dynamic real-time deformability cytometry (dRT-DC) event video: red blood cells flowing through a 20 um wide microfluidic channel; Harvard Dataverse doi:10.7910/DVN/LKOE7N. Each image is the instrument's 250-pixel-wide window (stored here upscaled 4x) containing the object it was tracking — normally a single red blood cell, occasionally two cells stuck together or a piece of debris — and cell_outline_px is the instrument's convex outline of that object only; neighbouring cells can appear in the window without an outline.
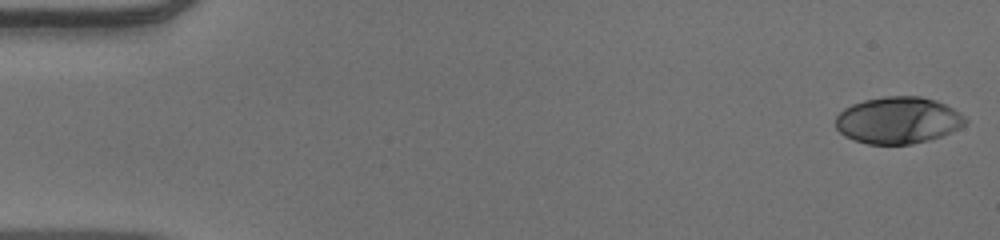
{"species": "human", "species_latin": "Homo sapiens", "temperature_condition": "warm", "stored_images_in_passage": 52, "camera_frame_rate_fps": 3000, "um_per_image_px": 0.085, "donor": {"sex": "male"}, "frame": {"image": 1, "passage_image": 1, "time_ms": 0.0, "image_size_px": [1000, 240], "cell_outline_px": [[968, 120], [960, 128], [940, 136], [928, 140], [912, 144], [868, 144], [844, 136], [836, 128], [836, 116], [844, 108], [852, 104], [864, 100], [884, 96], [920, 96], [936, 100], [960, 112]], "centroid_in_image_um": [76.33, 10.21], "position_along_channel_um": 8.7, "area_um2": 35.32}}
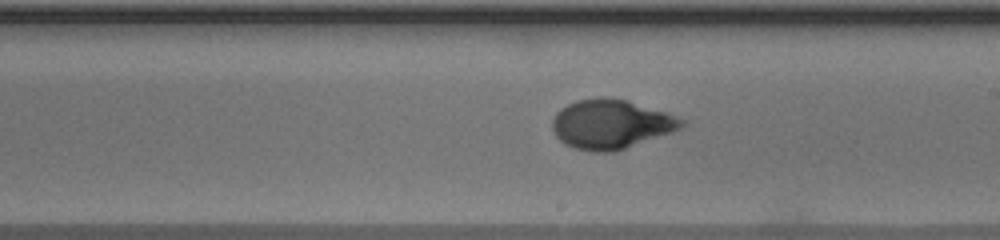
{"frame": {"image": 2, "passage_image": 30, "time_ms": 9.667, "image_size_px": [1000, 240], "cell_outline_px": [[684, 124], [680, 128], [672, 132], [612, 152], [592, 152], [576, 148], [564, 144], [556, 136], [552, 128], [552, 120], [556, 112], [560, 108], [576, 100], [600, 96], [624, 100], [668, 112], [684, 120]], "centroid_in_image_um": [51.9, 10.54], "position_along_channel_um": 237.1, "area_um2": 36.93}}
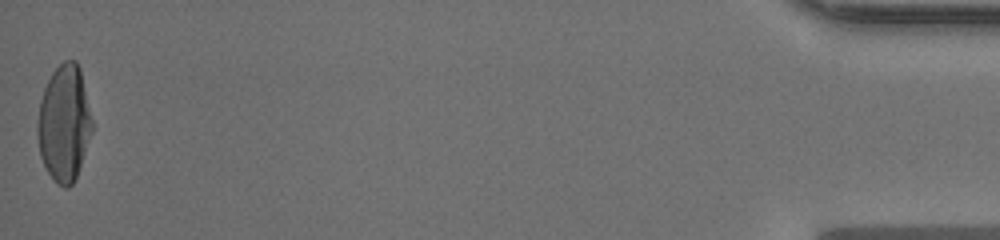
{"frame": {"image": 3, "passage_image": 52, "time_ms": 17.0, "image_size_px": [1000, 240], "cell_outline_px": [[92, 132], [76, 176], [72, 184], [68, 188], [64, 188], [56, 184], [48, 172], [40, 156], [36, 132], [36, 124], [40, 100], [44, 88], [52, 72], [64, 60], [76, 60], [80, 68], [92, 120]], "centroid_in_image_um": [5.43, 10.48], "position_along_channel_um": 429.8, "area_um2": 36.99}, "authors_computed_cell_mechanics": {"area_um2": 35.9805, "velocity_mm_per_s": 3.9219, "shape_relaxation_time_tau1_ms": 6.5819, "shape_relaxation_time_tau2_ms": null, "deformation_change_tau1": 0.2917, "deformation_change_tau2": null}}